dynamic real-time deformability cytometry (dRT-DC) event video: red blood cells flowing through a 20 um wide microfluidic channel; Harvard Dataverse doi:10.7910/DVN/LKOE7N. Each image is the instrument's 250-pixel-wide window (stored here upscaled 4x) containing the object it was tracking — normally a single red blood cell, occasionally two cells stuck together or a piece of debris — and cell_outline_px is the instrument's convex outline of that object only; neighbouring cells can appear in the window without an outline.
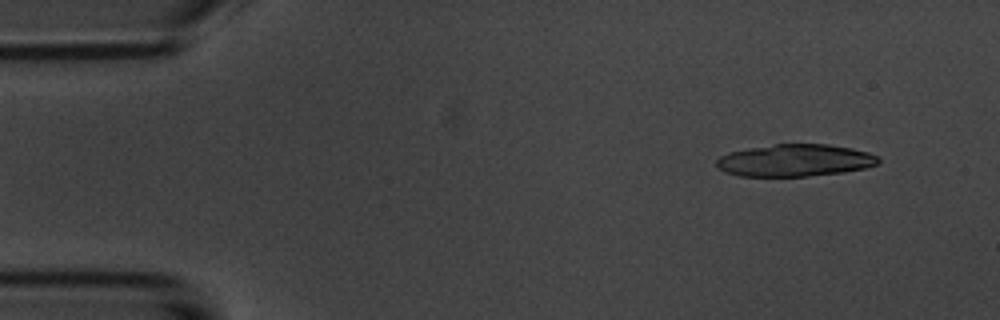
{"species": "common noctule bat (a hibernating species)", "species_latin": "Nyctalus noctula", "temperature_condition": "room temperature", "stored_images_in_passage": 5, "camera_frame_rate_fps": 3000, "um_per_image_px": 0.085, "animal": {"sex": "male", "body_mass_g": 20.1, "forearm_length_mm": 53.5}, "frame": {"image": 1, "passage_image": 2, "time_ms": 1.0, "image_size_px": [1000, 320], "cell_outline_px": [[880, 160], [876, 164], [864, 168], [844, 172], [808, 176], [740, 176], [724, 172], [716, 164], [716, 160], [720, 156], [728, 152], [748, 148], [776, 144], [828, 144], [852, 148], [868, 152], [876, 156]], "centroid_in_image_um": [67.55, 13.63], "position_along_channel_um": 17.5, "area_um2": 30.29}}